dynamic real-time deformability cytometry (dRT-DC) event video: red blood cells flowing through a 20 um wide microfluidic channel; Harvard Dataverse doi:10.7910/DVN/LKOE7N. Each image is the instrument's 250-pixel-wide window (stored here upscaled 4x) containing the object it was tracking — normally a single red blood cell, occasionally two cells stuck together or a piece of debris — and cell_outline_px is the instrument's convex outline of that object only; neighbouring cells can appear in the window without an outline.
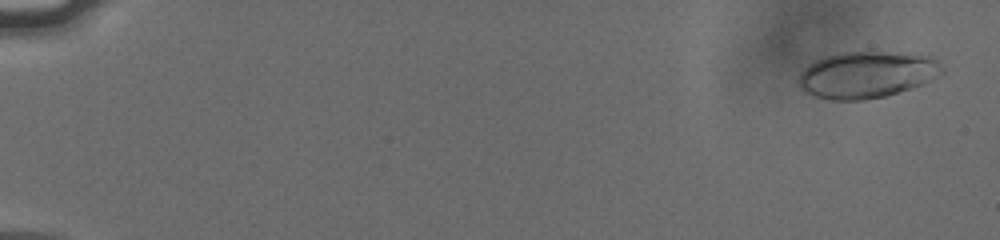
{"species": "human", "species_latin": "Homo sapiens", "temperature_condition": "cold", "stored_images_in_passage": 57, "camera_frame_rate_fps": 3000, "um_per_image_px": 0.085, "donor": {"sex": "male"}, "frame": {"image": 1, "passage_image": 3, "time_ms": 0.667, "image_size_px": [1000, 240], "cell_outline_px": [[936, 64], [928, 80], [912, 88], [884, 96], [864, 100], [832, 100], [816, 96], [800, 88], [796, 80], [800, 72], [808, 64], [816, 60], [840, 52], [884, 52], [932, 56], [936, 60]], "centroid_in_image_um": [73.49, 6.36], "position_along_channel_um": 11.5, "area_um2": 37.8}}
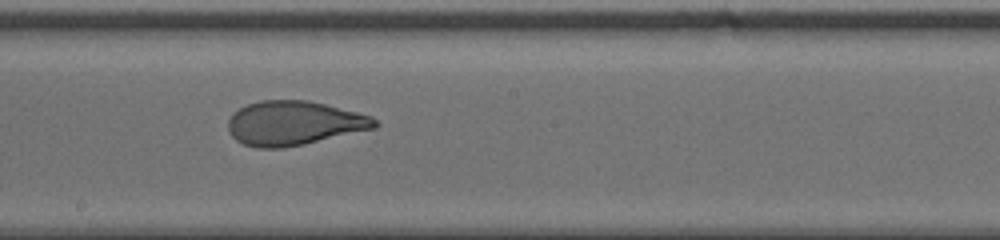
{"frame": {"image": 2, "passage_image": 34, "time_ms": 11.0, "image_size_px": [1000, 240], "cell_outline_px": [[380, 124], [376, 128], [304, 144], [284, 148], [256, 148], [244, 144], [236, 140], [228, 132], [228, 120], [232, 112], [248, 104], [260, 100], [308, 100], [372, 116]], "centroid_in_image_um": [24.97, 10.47], "position_along_channel_um": 223.2, "area_um2": 37.92}}
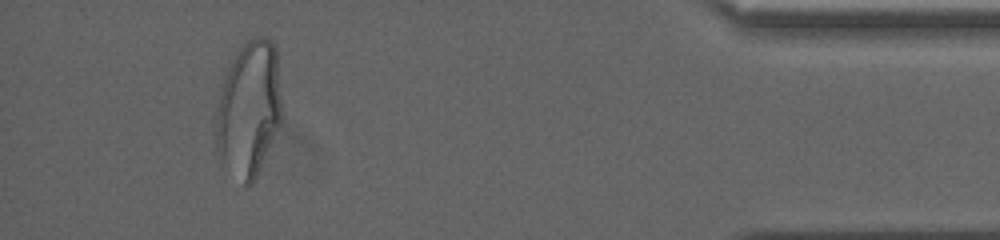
{"frame": {"image": 3, "passage_image": 53, "time_ms": 17.333, "image_size_px": [1000, 240], "cell_outline_px": [[284, 116], [256, 176], [252, 184], [248, 188], [220, 164], [212, 132], [212, 120], [224, 80], [236, 52], [248, 40], [256, 36], [268, 36], [272, 40], [276, 48], [284, 112]], "centroid_in_image_um": [21.14, 9.3], "position_along_channel_um": 414.1, "area_um2": 53.58}, "authors_computed_cell_mechanics": {"area_um2": 37.8012, "velocity_mm_per_s": 3.7994, "shape_relaxation_time_tau1_ms": 7.1994, "shape_relaxation_time_tau2_ms": 0.8412, "deformation_change_tau1": 0.2203, "deformation_change_tau2": 0.0789}}